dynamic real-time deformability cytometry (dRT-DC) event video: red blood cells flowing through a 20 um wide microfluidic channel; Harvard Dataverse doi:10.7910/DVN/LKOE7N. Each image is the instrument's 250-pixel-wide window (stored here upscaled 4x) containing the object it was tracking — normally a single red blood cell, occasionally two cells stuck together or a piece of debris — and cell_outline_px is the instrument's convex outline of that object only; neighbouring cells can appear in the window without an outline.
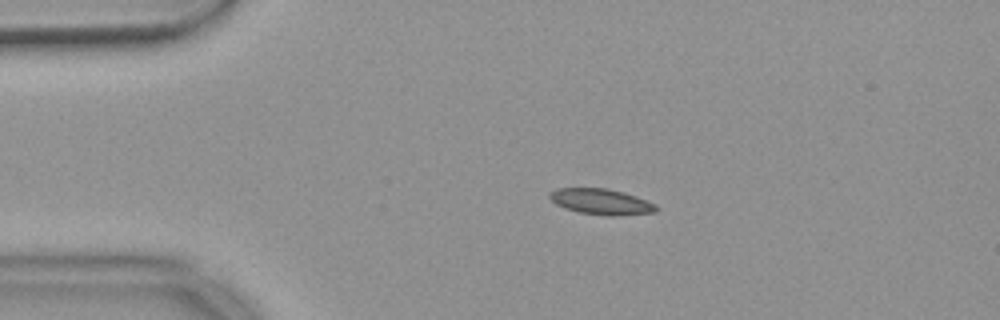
{"species": "common noctule bat (a hibernating species)", "species_latin": "Nyctalus noctula", "temperature_condition": "warm", "stored_images_in_passage": 45, "camera_frame_rate_fps": 3000, "um_per_image_px": 0.085, "animal": {"sex": "female", "body_mass_g": 18.4}, "frame": {"image": 1, "passage_image": 1, "time_ms": 0.0, "image_size_px": [1000, 320], "cell_outline_px": [[660, 208], [656, 212], [616, 216], [604, 216], [580, 212], [564, 208], [556, 204], [548, 196], [548, 192], [556, 188], [608, 188], [624, 192], [636, 196], [656, 204]], "centroid_in_image_um": [51.11, 17.14], "position_along_channel_um": 33.9, "area_um2": 16.24}}
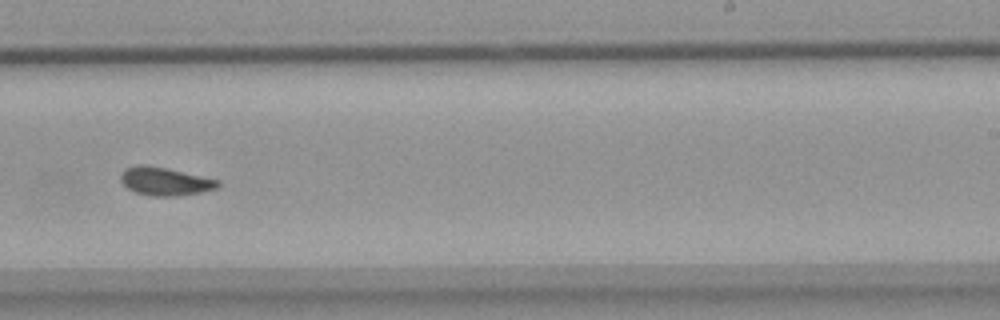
{"frame": {"image": 2, "passage_image": 24, "time_ms": 7.667, "image_size_px": [1000, 320], "cell_outline_px": [[220, 184], [216, 188], [200, 192], [176, 196], [152, 196], [136, 192], [128, 188], [120, 180], [120, 172], [124, 168], [136, 164], [144, 164], [164, 168], [220, 180]], "centroid_in_image_um": [13.97, 15.4], "position_along_channel_um": 275.0, "area_um2": 15.84}}
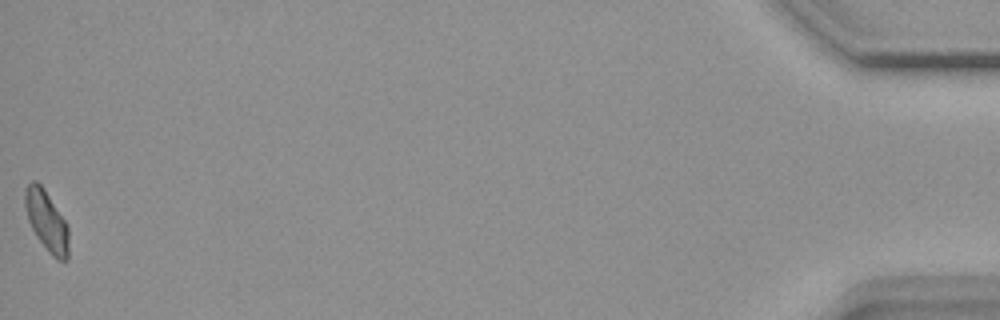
{"frame": {"image": 3, "passage_image": 45, "time_ms": 14.667, "image_size_px": [1000, 320], "cell_outline_px": [[68, 260], [56, 260], [48, 252], [36, 236], [28, 220], [24, 204], [24, 188], [32, 180], [36, 180], [44, 188], [68, 224]], "centroid_in_image_um": [3.95, 18.76], "position_along_channel_um": 431.2, "area_um2": 15.61}, "authors_computed_cell_mechanics": {"area_um2": 15.6638, "velocity_mm_per_s": 3.6567, "shape_relaxation_time_tau1_ms": null, "shape_relaxation_time_tau2_ms": 6.4225, "deformation_change_tau1": null, "deformation_change_tau2": 0.0631}}